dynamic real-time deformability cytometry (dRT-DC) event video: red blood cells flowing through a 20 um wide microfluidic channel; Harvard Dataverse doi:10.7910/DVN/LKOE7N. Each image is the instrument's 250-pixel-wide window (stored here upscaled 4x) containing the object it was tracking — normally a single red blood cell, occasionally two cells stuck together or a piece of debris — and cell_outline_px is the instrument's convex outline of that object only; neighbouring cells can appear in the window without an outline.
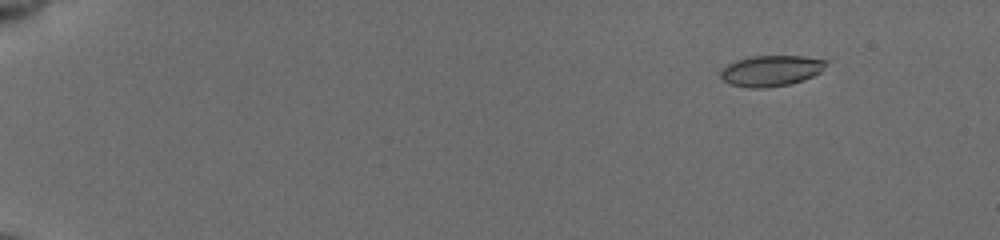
{"species": "common noctule bat (a hibernating species)", "species_latin": "Nyctalus noctula", "temperature_condition": "cold", "stored_images_in_passage": 61, "camera_frame_rate_fps": 3000, "um_per_image_px": 0.085, "animal": {"sex": "female", "body_mass_g": 19.5, "forearm_length_mm": 54.1}, "frame": {"image": 1, "passage_image": 1, "time_ms": 0.0, "image_size_px": [1000, 240], "cell_outline_px": [[828, 60], [820, 72], [804, 80], [788, 84], [764, 88], [748, 88], [732, 84], [724, 80], [720, 76], [720, 72], [728, 64], [736, 60], [752, 56], [804, 56]], "centroid_in_image_um": [65.54, 6.01], "position_along_channel_um": 19.5, "area_um2": 18.79}}
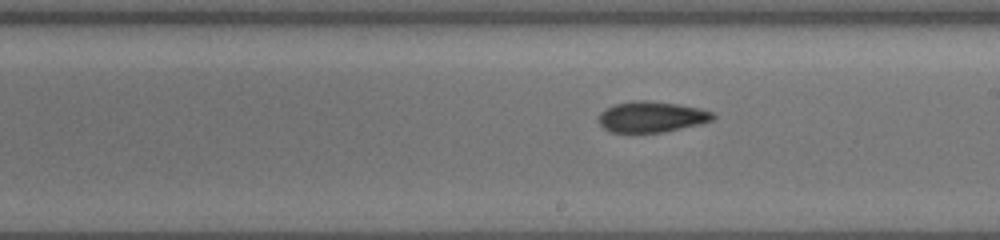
{"frame": {"image": 2, "passage_image": 38, "time_ms": 9.333, "image_size_px": [1000, 240], "cell_outline_px": [[716, 116], [712, 120], [700, 124], [660, 132], [608, 132], [596, 120], [596, 116], [604, 108], [616, 104], [632, 100], [644, 100], [676, 104], [700, 108], [712, 112]], "centroid_in_image_um": [55.31, 9.92], "position_along_channel_um": 233.7, "area_um2": 20.58}}
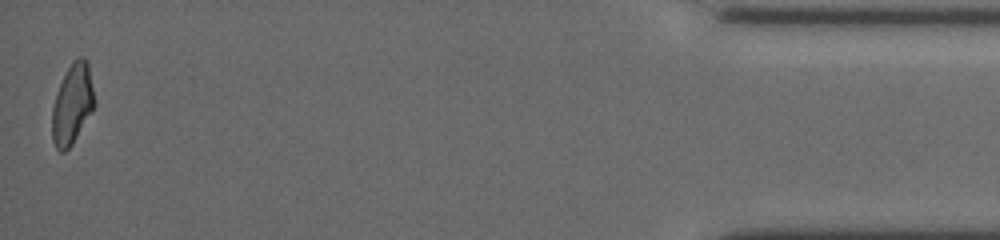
{"frame": {"image": 3, "passage_image": 61, "time_ms": 16.333, "image_size_px": [1000, 240], "cell_outline_px": [[96, 104], [72, 144], [64, 152], [60, 152], [56, 148], [52, 140], [52, 108], [56, 92], [68, 68], [80, 56], [84, 56], [88, 60], [96, 100]], "centroid_in_image_um": [6.16, 8.84], "position_along_channel_um": 429.0, "area_um2": 19.83}, "authors_computed_cell_mechanics": {"area_um2": 19.8254, "velocity_mm_per_s": 3.8372, "shape_relaxation_time_tau1_ms": null, "shape_relaxation_time_tau2_ms": 4.9273, "deformation_change_tau1": null, "deformation_change_tau2": 0.1162}}